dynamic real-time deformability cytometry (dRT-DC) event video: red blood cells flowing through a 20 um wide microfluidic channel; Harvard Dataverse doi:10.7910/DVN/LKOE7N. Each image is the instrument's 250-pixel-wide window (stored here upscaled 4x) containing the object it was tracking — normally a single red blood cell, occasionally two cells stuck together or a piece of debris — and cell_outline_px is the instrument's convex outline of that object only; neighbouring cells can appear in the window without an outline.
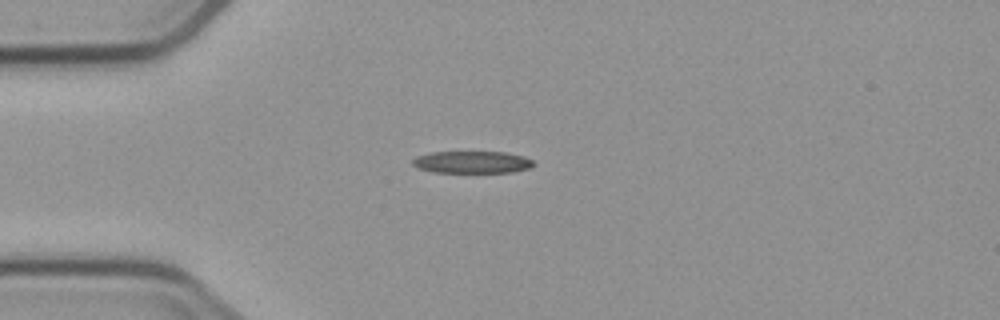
{"species": "common noctule bat (a hibernating species)", "species_latin": "Nyctalus noctula", "temperature_condition": "cold", "stored_images_in_passage": 6, "camera_frame_rate_fps": 3000, "um_per_image_px": 0.085, "animal": {"sex": "male", "body_mass_g": 23.1, "forearm_length_mm": 52.7}, "frame": {"image": 1, "passage_image": 5, "time_ms": 4.667, "image_size_px": [1000, 320], "cell_outline_px": [[532, 164], [528, 168], [508, 172], [436, 172], [416, 168], [412, 164], [412, 160], [416, 156], [432, 152], [504, 152], [524, 156], [532, 160]], "centroid_in_image_um": [40.06, 13.77], "position_along_channel_um": 44.9, "area_um2": 15.37}}
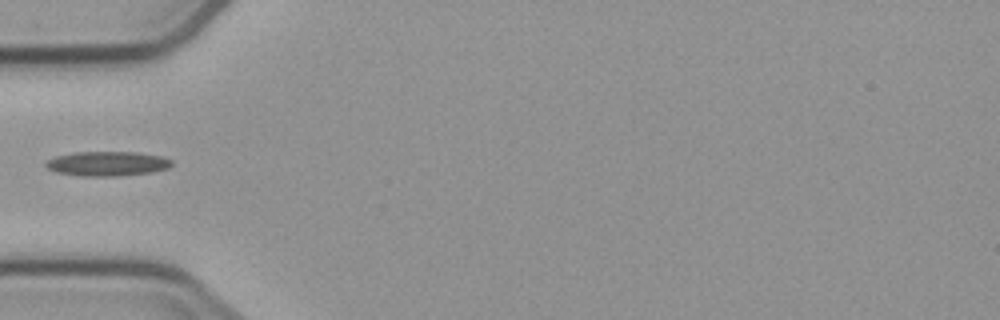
{"frame": {"image": 2, "passage_image": 6, "time_ms": 6.0, "image_size_px": [1000, 320], "cell_outline_px": [[172, 164], [168, 168], [152, 172], [116, 176], [80, 176], [56, 172], [48, 168], [44, 164], [48, 160], [56, 156], [72, 152], [136, 152], [160, 156], [172, 160]], "centroid_in_image_um": [9.1, 13.91], "position_along_channel_um": 75.9, "area_um2": 17.98}}